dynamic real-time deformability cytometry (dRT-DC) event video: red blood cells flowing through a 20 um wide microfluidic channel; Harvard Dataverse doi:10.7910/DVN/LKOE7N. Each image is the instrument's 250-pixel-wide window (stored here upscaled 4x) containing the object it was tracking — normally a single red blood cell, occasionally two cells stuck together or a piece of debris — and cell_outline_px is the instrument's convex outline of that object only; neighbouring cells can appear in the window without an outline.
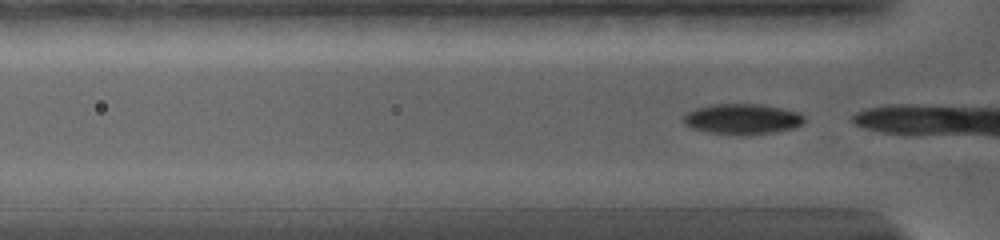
{"species": "common noctule bat (a hibernating species)", "species_latin": "Nyctalus noctula", "temperature_condition": "warm", "stored_images_in_passage": 47, "camera_frame_rate_fps": 5000, "um_per_image_px": 0.085, "animal": {"sex": "female", "body_mass_g": 19.0, "forearm_length_mm": 56.7}, "frame": {"image": 1, "passage_image": 2, "time_ms": 0.2, "image_size_px": [1000, 240], "cell_outline_px": [[804, 124], [792, 128], [776, 132], [708, 132], [692, 128], [684, 124], [680, 116], [684, 112], [696, 108], [712, 104], [760, 104], [800, 112], [804, 116]], "centroid_in_image_um": [63.05, 10.07], "position_along_channel_um": 62.7, "area_um2": 20.92}}
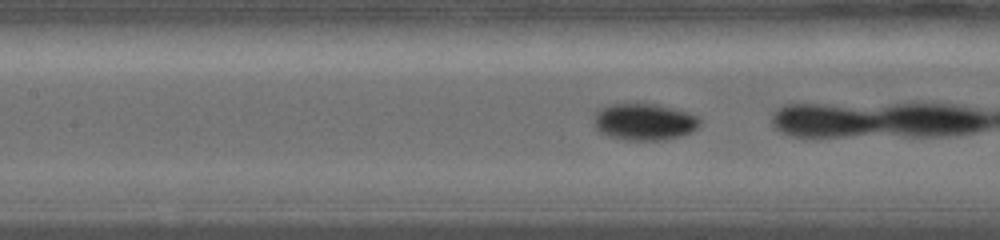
{"frame": {"image": 2, "passage_image": 14, "time_ms": 2.6, "image_size_px": [1000, 240], "cell_outline_px": [[700, 124], [692, 132], [680, 136], [664, 140], [624, 140], [608, 136], [600, 132], [596, 128], [596, 112], [600, 108], [608, 104], [640, 100], [660, 104], [688, 112], [700, 116]], "centroid_in_image_um": [54.78, 10.3], "position_along_channel_um": 152.6, "area_um2": 23.52}}
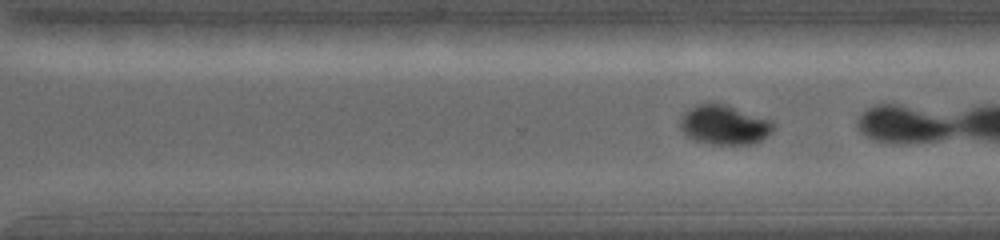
{"frame": {"image": 3, "passage_image": 35, "time_ms": 6.8, "image_size_px": [1000, 240], "cell_outline_px": [[776, 128], [772, 132], [760, 140], [752, 144], [712, 144], [692, 140], [680, 128], [680, 116], [684, 112], [696, 104], [712, 100], [772, 120]], "centroid_in_image_um": [61.54, 10.59], "position_along_channel_um": 309.1, "area_um2": 21.79}}